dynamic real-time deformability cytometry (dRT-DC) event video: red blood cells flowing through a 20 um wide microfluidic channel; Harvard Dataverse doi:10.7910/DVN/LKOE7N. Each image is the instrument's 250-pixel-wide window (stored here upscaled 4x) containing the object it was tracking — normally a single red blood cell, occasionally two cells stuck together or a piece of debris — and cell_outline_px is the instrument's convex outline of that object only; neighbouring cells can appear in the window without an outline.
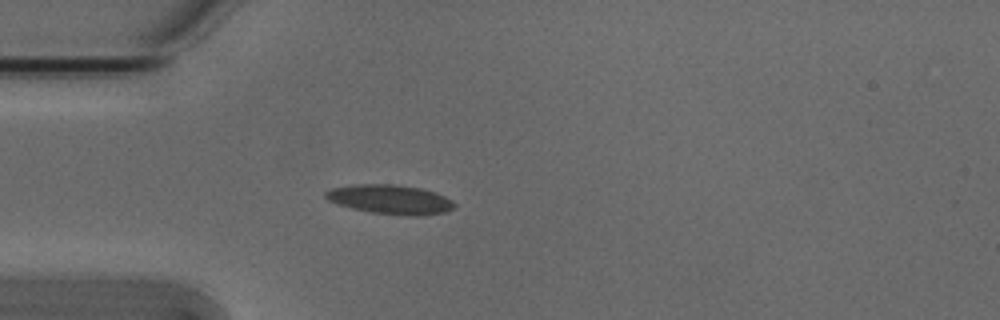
{"species": "Egyptian fruit bat (a non-hibernating species)", "species_latin": "Rousettus aegyptiacus", "temperature_condition": "cold", "stored_images_in_passage": 3, "camera_frame_rate_fps": 3000, "um_per_image_px": 0.085, "animal": {"sex": "male"}, "frame": {"image": 1, "passage_image": 3, "time_ms": 0.667, "image_size_px": [1000, 320], "cell_outline_px": [[456, 204], [452, 208], [444, 212], [424, 216], [408, 216], [372, 212], [352, 208], [336, 204], [328, 200], [324, 196], [324, 192], [332, 188], [352, 184], [396, 184], [420, 188], [436, 192], [452, 200]], "centroid_in_image_um": [33.16, 16.95], "position_along_channel_um": 51.8, "area_um2": 22.14}}